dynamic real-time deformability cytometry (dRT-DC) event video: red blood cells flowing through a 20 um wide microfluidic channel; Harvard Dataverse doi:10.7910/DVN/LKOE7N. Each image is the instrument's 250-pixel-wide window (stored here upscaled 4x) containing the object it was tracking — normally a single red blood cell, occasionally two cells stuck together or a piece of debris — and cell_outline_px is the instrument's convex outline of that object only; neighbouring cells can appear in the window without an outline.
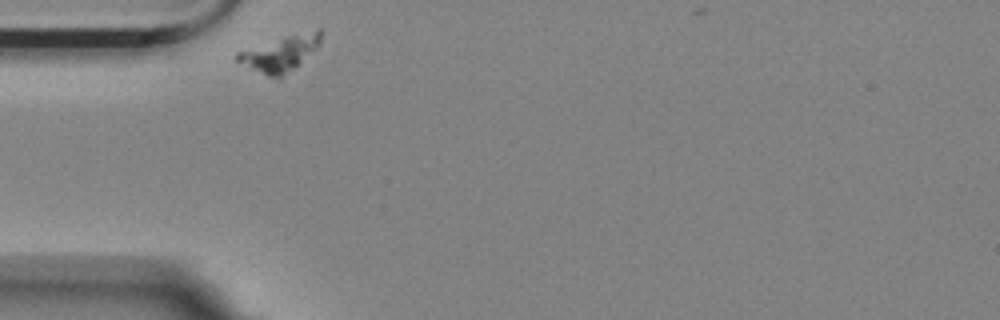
{"species": "Egyptian fruit bat (a non-hibernating species)", "species_latin": "Rousettus aegyptiacus", "temperature_condition": "room temperature", "stored_images_in_passage": 33, "camera_frame_rate_fps": 3000, "um_per_image_px": 0.085, "animal": {"sex": "female"}, "frame": {"image": 1, "passage_image": 1, "time_ms": 0.0, "image_size_px": [1000, 320], "cell_outline_px": [[320, 44], [316, 48], [280, 80], [268, 76], [236, 60], [236, 52], [288, 36], [316, 28], [320, 28]], "centroid_in_image_um": [23.84, 4.55], "position_along_channel_um": 61.2, "area_um2": 16.65}}
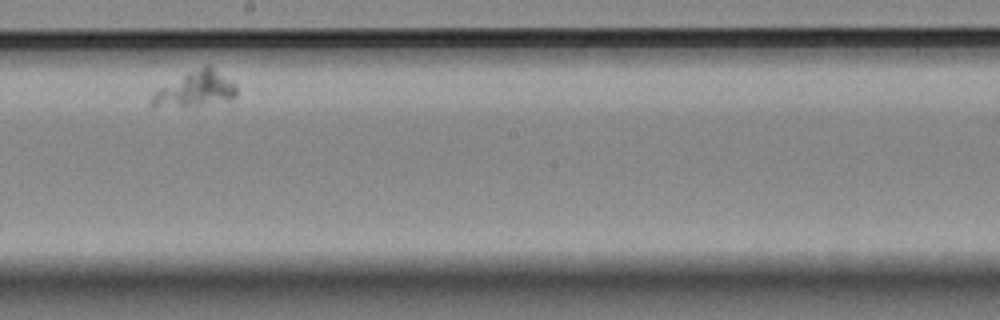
{"frame": {"image": 2, "passage_image": 19, "time_ms": 6.0, "image_size_px": [1000, 320], "cell_outline_px": [[236, 96], [192, 108], [152, 108], [152, 96], [160, 88], [188, 72], [204, 64], [208, 64], [236, 84]], "centroid_in_image_um": [16.57, 7.61], "position_along_channel_um": 231.6, "area_um2": 17.46}}
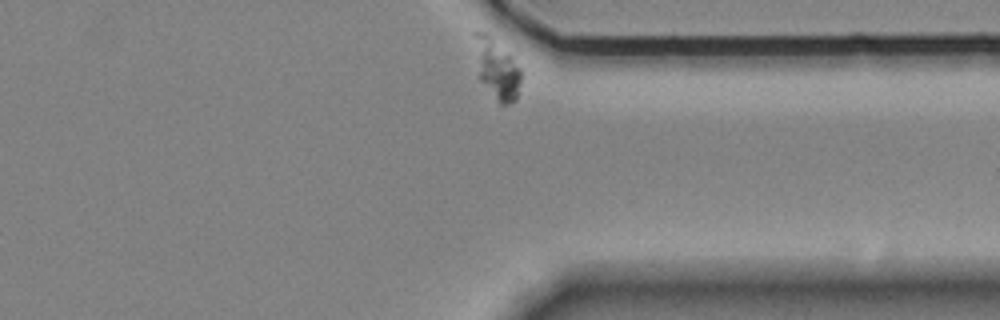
{"frame": {"image": 3, "passage_image": 33, "time_ms": 10.667, "image_size_px": [1000, 320], "cell_outline_px": [[520, 80], [516, 100], [508, 104], [500, 104], [480, 80], [472, 36], [472, 32], [476, 28], [480, 28], [488, 32], [512, 56], [520, 68]], "centroid_in_image_um": [42.18, 5.73], "position_along_channel_um": 369.2, "area_um2": 16.53}}